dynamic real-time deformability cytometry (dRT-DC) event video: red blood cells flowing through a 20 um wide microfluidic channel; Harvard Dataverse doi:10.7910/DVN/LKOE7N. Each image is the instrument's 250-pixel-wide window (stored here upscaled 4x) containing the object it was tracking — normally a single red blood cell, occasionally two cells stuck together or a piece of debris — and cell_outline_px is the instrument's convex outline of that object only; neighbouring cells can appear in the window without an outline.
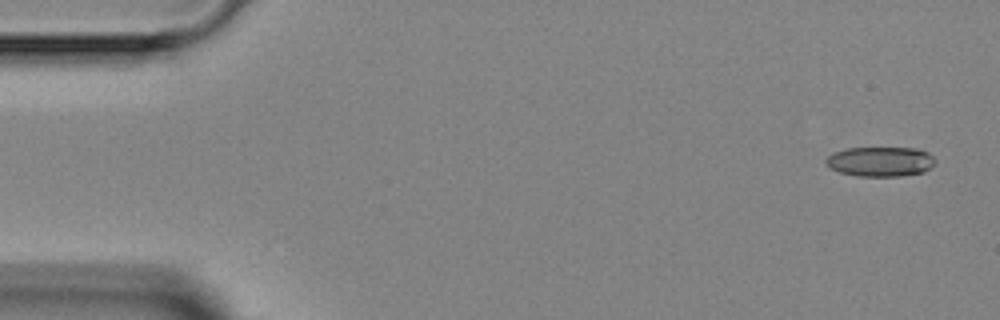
{"species": "Egyptian fruit bat (a non-hibernating species)", "species_latin": "Rousettus aegyptiacus", "temperature_condition": "room temperature", "stored_images_in_passage": 5, "segment_of_instrument_passage": [1, 2], "camera_frame_rate_fps": 3000, "um_per_image_px": 0.085, "animal": {"sex": "female"}, "frame": {"image": 1, "passage_image": 1, "time_ms": 0.0, "image_size_px": [1000, 320], "cell_outline_px": [[936, 164], [932, 168], [924, 172], [900, 176], [856, 176], [840, 172], [832, 168], [824, 160], [828, 156], [836, 152], [848, 148], [916, 148], [928, 152], [936, 160]], "centroid_in_image_um": [74.9, 13.74], "position_along_channel_um": 10.1, "area_um2": 18.96}}
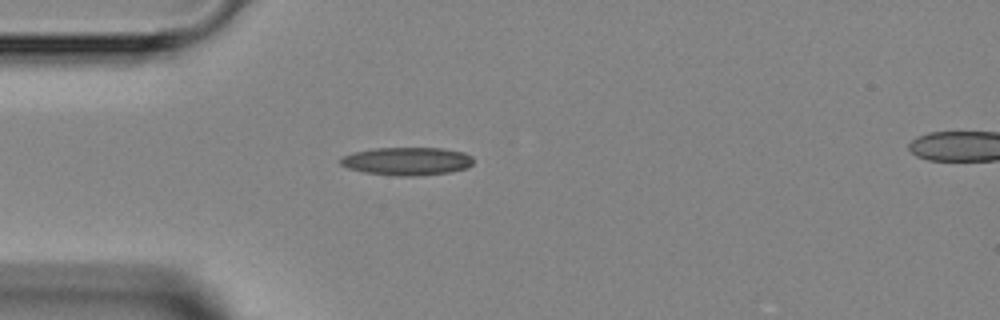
{"frame": {"image": 2, "passage_image": 4, "time_ms": 3.667, "image_size_px": [1000, 320], "cell_outline_px": [[472, 164], [468, 168], [448, 172], [416, 176], [396, 176], [364, 172], [348, 168], [340, 164], [340, 156], [352, 152], [376, 148], [444, 148], [464, 152], [472, 156]], "centroid_in_image_um": [34.58, 13.7], "position_along_channel_um": 50.4, "area_um2": 21.85}}